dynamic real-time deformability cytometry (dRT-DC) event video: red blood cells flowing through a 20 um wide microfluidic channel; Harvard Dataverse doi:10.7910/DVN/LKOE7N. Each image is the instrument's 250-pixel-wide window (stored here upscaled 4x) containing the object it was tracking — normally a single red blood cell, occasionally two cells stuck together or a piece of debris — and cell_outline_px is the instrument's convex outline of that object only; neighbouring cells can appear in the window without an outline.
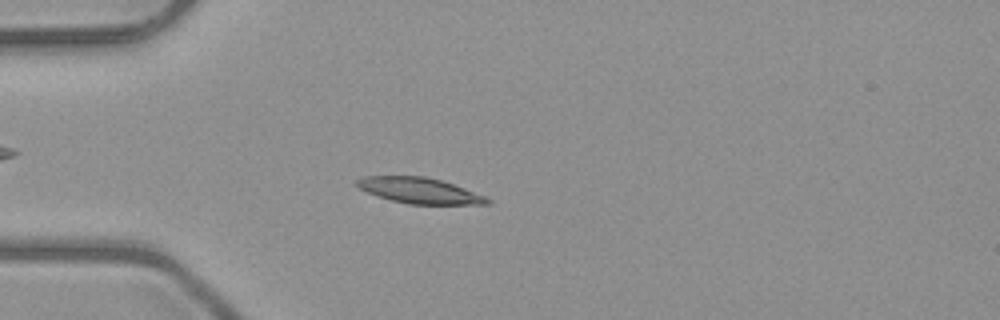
{"species": "common noctule bat (a hibernating species)", "species_latin": "Nyctalus noctula", "temperature_condition": "room temperature", "stored_images_in_passage": 51, "camera_frame_rate_fps": 3000, "um_per_image_px": 0.085, "animal": {"sex": "male", "body_mass_g": 23.1, "forearm_length_mm": 52.7}, "frame": {"image": 1, "passage_image": 14, "time_ms": 4.333, "image_size_px": [1000, 320], "cell_outline_px": [[492, 204], [408, 204], [376, 196], [360, 188], [356, 184], [356, 180], [364, 176], [424, 176], [440, 180], [464, 188], [484, 196], [492, 200]], "centroid_in_image_um": [35.65, 16.2], "position_along_channel_um": 49.3, "area_um2": 19.36}}
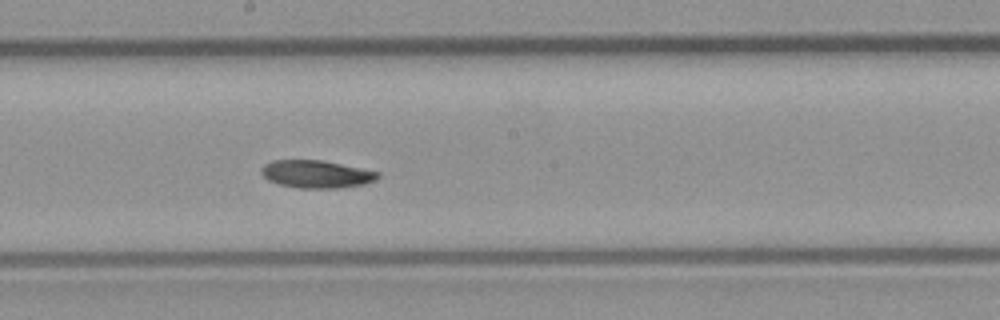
{"frame": {"image": 2, "passage_image": 28, "time_ms": 9.0, "image_size_px": [1000, 320], "cell_outline_px": [[380, 176], [376, 180], [364, 184], [340, 188], [300, 188], [280, 184], [268, 180], [260, 172], [260, 168], [264, 164], [272, 160], [320, 160], [380, 172]], "centroid_in_image_um": [26.88, 14.8], "position_along_channel_um": 221.3, "area_um2": 18.73}}
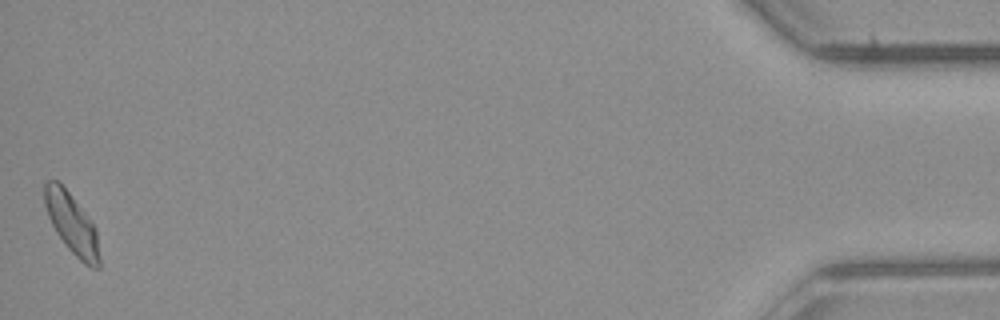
{"frame": {"image": 3, "passage_image": 51, "time_ms": 16.667, "image_size_px": [1000, 320], "cell_outline_px": [[100, 268], [92, 268], [84, 264], [64, 244], [56, 232], [48, 216], [44, 204], [44, 180], [56, 180], [68, 192], [96, 228], [100, 256]], "centroid_in_image_um": [6.1, 19.04], "position_along_channel_um": 429.1, "area_um2": 19.13}, "authors_computed_cell_mechanics": {"area_um2": 19.1318, "velocity_mm_per_s": 3.9897, "shape_relaxation_time_tau1_ms": 9.2458, "shape_relaxation_time_tau2_ms": null, "deformation_change_tau1": 0.1714, "deformation_change_tau2": null}}